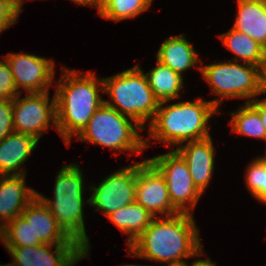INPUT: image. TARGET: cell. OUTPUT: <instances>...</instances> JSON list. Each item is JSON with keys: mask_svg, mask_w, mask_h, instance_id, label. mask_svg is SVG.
I'll return each mask as SVG.
<instances>
[{"mask_svg": "<svg viewBox=\"0 0 266 266\" xmlns=\"http://www.w3.org/2000/svg\"><path fill=\"white\" fill-rule=\"evenodd\" d=\"M194 214L156 217L127 248L129 256L162 264L180 263L204 253ZM185 259V260H184Z\"/></svg>", "mask_w": 266, "mask_h": 266, "instance_id": "1", "label": "cell"}, {"mask_svg": "<svg viewBox=\"0 0 266 266\" xmlns=\"http://www.w3.org/2000/svg\"><path fill=\"white\" fill-rule=\"evenodd\" d=\"M100 78L95 72L80 73L62 68L54 91L56 128L68 146L71 145L72 137L80 134L95 111L104 103L105 99H102L100 94L104 91L102 77Z\"/></svg>", "mask_w": 266, "mask_h": 266, "instance_id": "2", "label": "cell"}, {"mask_svg": "<svg viewBox=\"0 0 266 266\" xmlns=\"http://www.w3.org/2000/svg\"><path fill=\"white\" fill-rule=\"evenodd\" d=\"M169 102L159 103L154 119L149 123L145 148L151 140L175 150V146L183 143L211 137L208 123L213 115L220 113L214 104L201 97L164 106Z\"/></svg>", "mask_w": 266, "mask_h": 266, "instance_id": "3", "label": "cell"}, {"mask_svg": "<svg viewBox=\"0 0 266 266\" xmlns=\"http://www.w3.org/2000/svg\"><path fill=\"white\" fill-rule=\"evenodd\" d=\"M80 166L76 163L63 165L56 174L53 200L45 198L40 193L37 196L51 211L58 224L86 252V258L90 256V238H88L84 222V204L90 203L84 200V175Z\"/></svg>", "mask_w": 266, "mask_h": 266, "instance_id": "4", "label": "cell"}, {"mask_svg": "<svg viewBox=\"0 0 266 266\" xmlns=\"http://www.w3.org/2000/svg\"><path fill=\"white\" fill-rule=\"evenodd\" d=\"M102 81L103 92L111 98V101L104 100L105 104L134 120L143 129L148 120L152 122L160 102L155 98L138 63L113 76L102 78Z\"/></svg>", "mask_w": 266, "mask_h": 266, "instance_id": "5", "label": "cell"}, {"mask_svg": "<svg viewBox=\"0 0 266 266\" xmlns=\"http://www.w3.org/2000/svg\"><path fill=\"white\" fill-rule=\"evenodd\" d=\"M139 131L144 129L134 120L103 103L76 139L110 148L115 155L121 151L139 154L145 149V139Z\"/></svg>", "mask_w": 266, "mask_h": 266, "instance_id": "6", "label": "cell"}, {"mask_svg": "<svg viewBox=\"0 0 266 266\" xmlns=\"http://www.w3.org/2000/svg\"><path fill=\"white\" fill-rule=\"evenodd\" d=\"M202 77L210 85L212 95L218 97L209 100L217 108L223 99H247L251 102L261 91V68L248 63L233 60L198 66Z\"/></svg>", "mask_w": 266, "mask_h": 266, "instance_id": "7", "label": "cell"}, {"mask_svg": "<svg viewBox=\"0 0 266 266\" xmlns=\"http://www.w3.org/2000/svg\"><path fill=\"white\" fill-rule=\"evenodd\" d=\"M164 176L172 206L179 213L195 209L202 193L196 188L187 162L176 150L148 159Z\"/></svg>", "mask_w": 266, "mask_h": 266, "instance_id": "8", "label": "cell"}, {"mask_svg": "<svg viewBox=\"0 0 266 266\" xmlns=\"http://www.w3.org/2000/svg\"><path fill=\"white\" fill-rule=\"evenodd\" d=\"M13 98L14 132L33 136L37 140L45 134L50 124L57 125L55 95L50 101L49 92L28 93Z\"/></svg>", "mask_w": 266, "mask_h": 266, "instance_id": "9", "label": "cell"}, {"mask_svg": "<svg viewBox=\"0 0 266 266\" xmlns=\"http://www.w3.org/2000/svg\"><path fill=\"white\" fill-rule=\"evenodd\" d=\"M137 178V163L119 169L97 186H89L93 193L89 198V205L96 211H102L105 216L135 202Z\"/></svg>", "mask_w": 266, "mask_h": 266, "instance_id": "10", "label": "cell"}, {"mask_svg": "<svg viewBox=\"0 0 266 266\" xmlns=\"http://www.w3.org/2000/svg\"><path fill=\"white\" fill-rule=\"evenodd\" d=\"M3 57L13 74L18 94H22L23 90L26 94L49 92L56 73L53 60L34 54L12 52Z\"/></svg>", "mask_w": 266, "mask_h": 266, "instance_id": "11", "label": "cell"}, {"mask_svg": "<svg viewBox=\"0 0 266 266\" xmlns=\"http://www.w3.org/2000/svg\"><path fill=\"white\" fill-rule=\"evenodd\" d=\"M135 202L155 218L179 213L171 204L164 176L148 159L137 162Z\"/></svg>", "mask_w": 266, "mask_h": 266, "instance_id": "12", "label": "cell"}, {"mask_svg": "<svg viewBox=\"0 0 266 266\" xmlns=\"http://www.w3.org/2000/svg\"><path fill=\"white\" fill-rule=\"evenodd\" d=\"M5 248L20 266H76L81 259L86 258L85 249L80 244H41Z\"/></svg>", "mask_w": 266, "mask_h": 266, "instance_id": "13", "label": "cell"}, {"mask_svg": "<svg viewBox=\"0 0 266 266\" xmlns=\"http://www.w3.org/2000/svg\"><path fill=\"white\" fill-rule=\"evenodd\" d=\"M175 150L187 162L193 183L203 194L215 172L216 151L212 138L186 142Z\"/></svg>", "mask_w": 266, "mask_h": 266, "instance_id": "14", "label": "cell"}, {"mask_svg": "<svg viewBox=\"0 0 266 266\" xmlns=\"http://www.w3.org/2000/svg\"><path fill=\"white\" fill-rule=\"evenodd\" d=\"M25 177L26 175L0 176V222L4 227L21 216L37 196L38 192L34 188L26 186Z\"/></svg>", "mask_w": 266, "mask_h": 266, "instance_id": "15", "label": "cell"}, {"mask_svg": "<svg viewBox=\"0 0 266 266\" xmlns=\"http://www.w3.org/2000/svg\"><path fill=\"white\" fill-rule=\"evenodd\" d=\"M21 216L31 225L34 240L43 244H79L63 230L38 196L27 205Z\"/></svg>", "mask_w": 266, "mask_h": 266, "instance_id": "16", "label": "cell"}, {"mask_svg": "<svg viewBox=\"0 0 266 266\" xmlns=\"http://www.w3.org/2000/svg\"><path fill=\"white\" fill-rule=\"evenodd\" d=\"M39 140L33 136L13 132L0 141V176L27 175L25 164Z\"/></svg>", "mask_w": 266, "mask_h": 266, "instance_id": "17", "label": "cell"}, {"mask_svg": "<svg viewBox=\"0 0 266 266\" xmlns=\"http://www.w3.org/2000/svg\"><path fill=\"white\" fill-rule=\"evenodd\" d=\"M156 57L158 62L170 67L182 77L185 71L192 67L196 68V63L203 64L194 46L184 34L166 38L160 45Z\"/></svg>", "mask_w": 266, "mask_h": 266, "instance_id": "18", "label": "cell"}, {"mask_svg": "<svg viewBox=\"0 0 266 266\" xmlns=\"http://www.w3.org/2000/svg\"><path fill=\"white\" fill-rule=\"evenodd\" d=\"M237 15L233 28L266 46V6L256 0H237Z\"/></svg>", "mask_w": 266, "mask_h": 266, "instance_id": "19", "label": "cell"}, {"mask_svg": "<svg viewBox=\"0 0 266 266\" xmlns=\"http://www.w3.org/2000/svg\"><path fill=\"white\" fill-rule=\"evenodd\" d=\"M107 218L119 228L124 235L129 234L126 241V246L128 247L143 231H145L155 217L142 205L133 202L112 212Z\"/></svg>", "mask_w": 266, "mask_h": 266, "instance_id": "20", "label": "cell"}, {"mask_svg": "<svg viewBox=\"0 0 266 266\" xmlns=\"http://www.w3.org/2000/svg\"><path fill=\"white\" fill-rule=\"evenodd\" d=\"M219 37L223 45L235 55L231 60L262 67L265 61L264 47L250 36L232 27Z\"/></svg>", "mask_w": 266, "mask_h": 266, "instance_id": "21", "label": "cell"}, {"mask_svg": "<svg viewBox=\"0 0 266 266\" xmlns=\"http://www.w3.org/2000/svg\"><path fill=\"white\" fill-rule=\"evenodd\" d=\"M144 74L148 85L159 102L174 101L181 97L180 93L183 90L184 78L170 67L157 61L156 66Z\"/></svg>", "mask_w": 266, "mask_h": 266, "instance_id": "22", "label": "cell"}, {"mask_svg": "<svg viewBox=\"0 0 266 266\" xmlns=\"http://www.w3.org/2000/svg\"><path fill=\"white\" fill-rule=\"evenodd\" d=\"M231 116L229 124L233 133L266 141V130L259 111L250 102L231 112Z\"/></svg>", "mask_w": 266, "mask_h": 266, "instance_id": "23", "label": "cell"}, {"mask_svg": "<svg viewBox=\"0 0 266 266\" xmlns=\"http://www.w3.org/2000/svg\"><path fill=\"white\" fill-rule=\"evenodd\" d=\"M152 2L153 0H102L99 16L120 22L147 11Z\"/></svg>", "mask_w": 266, "mask_h": 266, "instance_id": "24", "label": "cell"}, {"mask_svg": "<svg viewBox=\"0 0 266 266\" xmlns=\"http://www.w3.org/2000/svg\"><path fill=\"white\" fill-rule=\"evenodd\" d=\"M43 244L40 240H34L31 225L22 217L9 222L4 227V247H24Z\"/></svg>", "mask_w": 266, "mask_h": 266, "instance_id": "25", "label": "cell"}, {"mask_svg": "<svg viewBox=\"0 0 266 266\" xmlns=\"http://www.w3.org/2000/svg\"><path fill=\"white\" fill-rule=\"evenodd\" d=\"M245 184L253 198L266 203V166L257 159H253L246 169Z\"/></svg>", "mask_w": 266, "mask_h": 266, "instance_id": "26", "label": "cell"}, {"mask_svg": "<svg viewBox=\"0 0 266 266\" xmlns=\"http://www.w3.org/2000/svg\"><path fill=\"white\" fill-rule=\"evenodd\" d=\"M18 95L13 74L6 60L0 59V101L13 99Z\"/></svg>", "mask_w": 266, "mask_h": 266, "instance_id": "27", "label": "cell"}, {"mask_svg": "<svg viewBox=\"0 0 266 266\" xmlns=\"http://www.w3.org/2000/svg\"><path fill=\"white\" fill-rule=\"evenodd\" d=\"M19 15L17 0H0V33L15 24Z\"/></svg>", "mask_w": 266, "mask_h": 266, "instance_id": "28", "label": "cell"}, {"mask_svg": "<svg viewBox=\"0 0 266 266\" xmlns=\"http://www.w3.org/2000/svg\"><path fill=\"white\" fill-rule=\"evenodd\" d=\"M14 132L13 99L0 101V141Z\"/></svg>", "mask_w": 266, "mask_h": 266, "instance_id": "29", "label": "cell"}, {"mask_svg": "<svg viewBox=\"0 0 266 266\" xmlns=\"http://www.w3.org/2000/svg\"><path fill=\"white\" fill-rule=\"evenodd\" d=\"M250 103L259 111L261 120L266 130V98L261 100L255 98Z\"/></svg>", "mask_w": 266, "mask_h": 266, "instance_id": "30", "label": "cell"}, {"mask_svg": "<svg viewBox=\"0 0 266 266\" xmlns=\"http://www.w3.org/2000/svg\"><path fill=\"white\" fill-rule=\"evenodd\" d=\"M72 2H75L76 4L79 5H87V6H90V7H93V8H97L98 12L97 14L100 13V9H101V6H102V0H71Z\"/></svg>", "mask_w": 266, "mask_h": 266, "instance_id": "31", "label": "cell"}, {"mask_svg": "<svg viewBox=\"0 0 266 266\" xmlns=\"http://www.w3.org/2000/svg\"><path fill=\"white\" fill-rule=\"evenodd\" d=\"M216 262H212L210 258L193 260L190 266H217Z\"/></svg>", "mask_w": 266, "mask_h": 266, "instance_id": "32", "label": "cell"}, {"mask_svg": "<svg viewBox=\"0 0 266 266\" xmlns=\"http://www.w3.org/2000/svg\"><path fill=\"white\" fill-rule=\"evenodd\" d=\"M261 91L262 94H266V61H264L261 67Z\"/></svg>", "mask_w": 266, "mask_h": 266, "instance_id": "33", "label": "cell"}, {"mask_svg": "<svg viewBox=\"0 0 266 266\" xmlns=\"http://www.w3.org/2000/svg\"><path fill=\"white\" fill-rule=\"evenodd\" d=\"M166 266H190V265H189V263H187V261H184V262H180V263L167 264Z\"/></svg>", "mask_w": 266, "mask_h": 266, "instance_id": "34", "label": "cell"}, {"mask_svg": "<svg viewBox=\"0 0 266 266\" xmlns=\"http://www.w3.org/2000/svg\"><path fill=\"white\" fill-rule=\"evenodd\" d=\"M0 241L4 243V226L0 223Z\"/></svg>", "mask_w": 266, "mask_h": 266, "instance_id": "35", "label": "cell"}, {"mask_svg": "<svg viewBox=\"0 0 266 266\" xmlns=\"http://www.w3.org/2000/svg\"><path fill=\"white\" fill-rule=\"evenodd\" d=\"M24 1L25 0H17V6H18V10L19 12L21 13L23 10H22V6L24 4ZM30 1V0H29Z\"/></svg>", "mask_w": 266, "mask_h": 266, "instance_id": "36", "label": "cell"}, {"mask_svg": "<svg viewBox=\"0 0 266 266\" xmlns=\"http://www.w3.org/2000/svg\"><path fill=\"white\" fill-rule=\"evenodd\" d=\"M259 162H261L264 166H266V155L259 156L256 158Z\"/></svg>", "mask_w": 266, "mask_h": 266, "instance_id": "37", "label": "cell"}, {"mask_svg": "<svg viewBox=\"0 0 266 266\" xmlns=\"http://www.w3.org/2000/svg\"><path fill=\"white\" fill-rule=\"evenodd\" d=\"M0 266H20L14 259L11 261V263H8L6 265L0 264Z\"/></svg>", "mask_w": 266, "mask_h": 266, "instance_id": "38", "label": "cell"}, {"mask_svg": "<svg viewBox=\"0 0 266 266\" xmlns=\"http://www.w3.org/2000/svg\"><path fill=\"white\" fill-rule=\"evenodd\" d=\"M119 266H148V265H139V264H126V265H119ZM154 266V265H153Z\"/></svg>", "mask_w": 266, "mask_h": 266, "instance_id": "39", "label": "cell"}, {"mask_svg": "<svg viewBox=\"0 0 266 266\" xmlns=\"http://www.w3.org/2000/svg\"><path fill=\"white\" fill-rule=\"evenodd\" d=\"M258 1L259 3H261L262 5L266 6V0H256Z\"/></svg>", "mask_w": 266, "mask_h": 266, "instance_id": "40", "label": "cell"}, {"mask_svg": "<svg viewBox=\"0 0 266 266\" xmlns=\"http://www.w3.org/2000/svg\"><path fill=\"white\" fill-rule=\"evenodd\" d=\"M264 55H265V61H266V46L264 47Z\"/></svg>", "mask_w": 266, "mask_h": 266, "instance_id": "41", "label": "cell"}]
</instances>
